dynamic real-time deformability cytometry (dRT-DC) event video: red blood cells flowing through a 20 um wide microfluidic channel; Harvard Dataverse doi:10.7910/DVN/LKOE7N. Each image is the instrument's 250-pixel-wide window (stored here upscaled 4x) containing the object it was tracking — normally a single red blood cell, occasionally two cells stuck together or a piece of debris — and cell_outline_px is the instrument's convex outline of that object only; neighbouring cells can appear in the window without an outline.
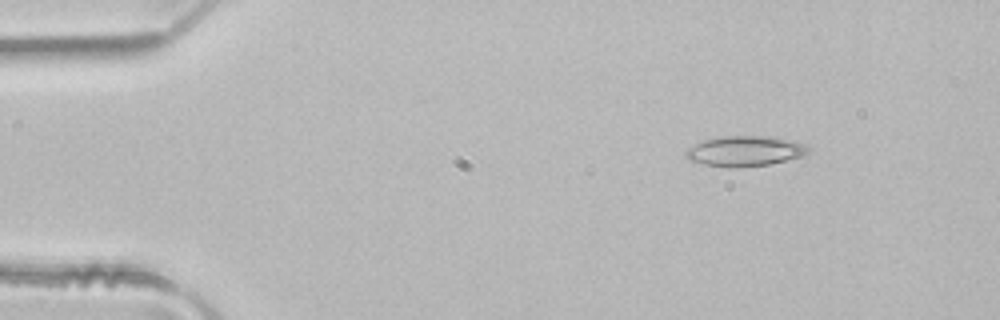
{"species": "common noctule bat (a hibernating species)", "species_latin": "Nyctalus noctula", "temperature_condition": "room temperature", "stored_images_in_passage": 4, "camera_frame_rate_fps": 3000, "um_per_image_px": 0.085, "animal": {"sex": "male", "body_mass_g": 21.5, "forearm_length_mm": 52.0}, "frame": {"image": 1, "passage_image": 2, "time_ms": 0.333, "image_size_px": [1000, 320], "cell_outline_px": [[812, 152], [800, 156], [768, 164], [740, 168], [728, 168], [704, 164], [688, 160], [684, 156], [684, 152], [688, 148], [704, 140], [724, 136], [768, 136], [808, 144], [812, 148]], "centroid_in_image_um": [63.32, 12.85], "position_along_channel_um": 21.7, "area_um2": 21.73}}